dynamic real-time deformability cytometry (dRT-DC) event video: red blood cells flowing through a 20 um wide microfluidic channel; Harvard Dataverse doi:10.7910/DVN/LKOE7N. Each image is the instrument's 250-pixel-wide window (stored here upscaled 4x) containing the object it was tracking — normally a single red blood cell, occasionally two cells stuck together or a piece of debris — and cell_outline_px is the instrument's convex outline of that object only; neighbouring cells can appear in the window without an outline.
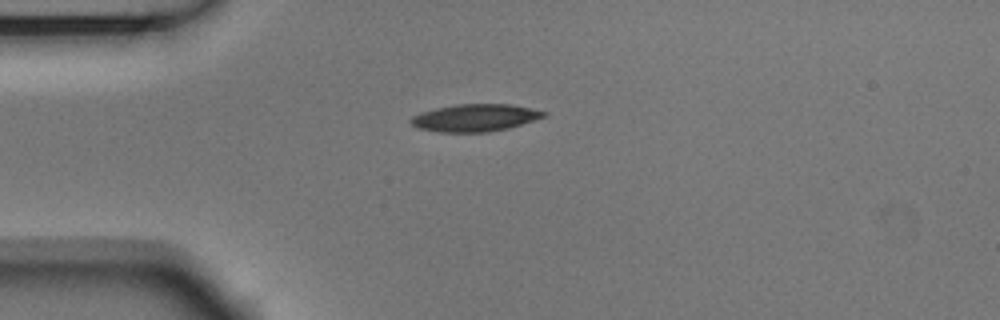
{"species": "Egyptian fruit bat (a non-hibernating species)", "species_latin": "Rousettus aegyptiacus", "temperature_condition": "room temperature", "stored_images_in_passage": 3, "camera_frame_rate_fps": 3000, "um_per_image_px": 0.085, "animal": {"sex": "male"}, "frame": {"image": 1, "passage_image": 1, "time_ms": 0.0, "image_size_px": [1000, 320], "cell_outline_px": [[548, 116], [508, 128], [488, 132], [436, 132], [416, 128], [408, 120], [412, 116], [436, 108], [456, 104], [512, 104], [548, 112]], "centroid_in_image_um": [40.39, 10.01], "position_along_channel_um": 44.6, "area_um2": 21.27}}
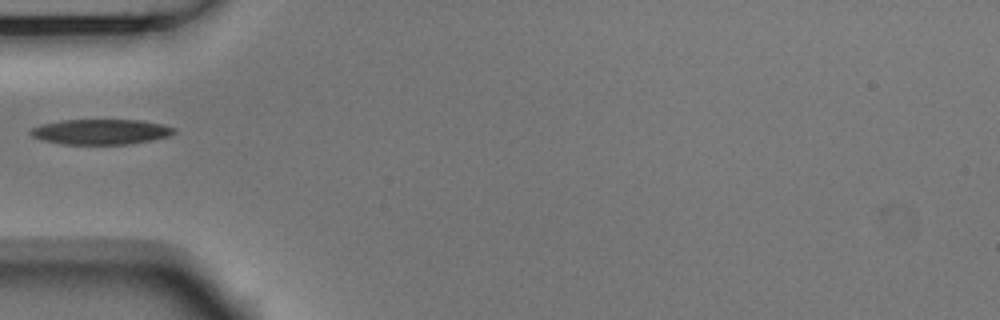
{"frame": {"image": 2, "passage_image": 2, "time_ms": 0.333, "image_size_px": [1000, 320], "cell_outline_px": [[176, 132], [168, 136], [152, 140], [128, 144], [60, 144], [44, 140], [32, 136], [28, 132], [32, 128], [40, 124], [60, 120], [140, 120], [160, 124], [176, 128]], "centroid_in_image_um": [8.55, 11.2], "position_along_channel_um": 76.5, "area_um2": 21.1}}
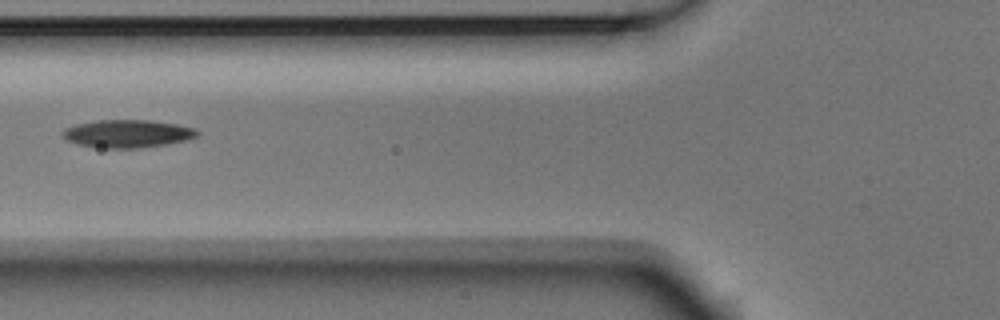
{"frame": {"image": 3, "passage_image": 3, "time_ms": 0.667, "image_size_px": [1000, 320], "cell_outline_px": [[200, 132], [196, 136], [188, 140], [164, 144], [136, 148], [100, 148], [76, 144], [68, 140], [64, 136], [64, 128], [76, 124], [96, 120], [152, 120], [176, 124], [196, 128]], "centroid_in_image_um": [10.85, 11.35], "position_along_channel_um": 114.9, "area_um2": 21.79}}